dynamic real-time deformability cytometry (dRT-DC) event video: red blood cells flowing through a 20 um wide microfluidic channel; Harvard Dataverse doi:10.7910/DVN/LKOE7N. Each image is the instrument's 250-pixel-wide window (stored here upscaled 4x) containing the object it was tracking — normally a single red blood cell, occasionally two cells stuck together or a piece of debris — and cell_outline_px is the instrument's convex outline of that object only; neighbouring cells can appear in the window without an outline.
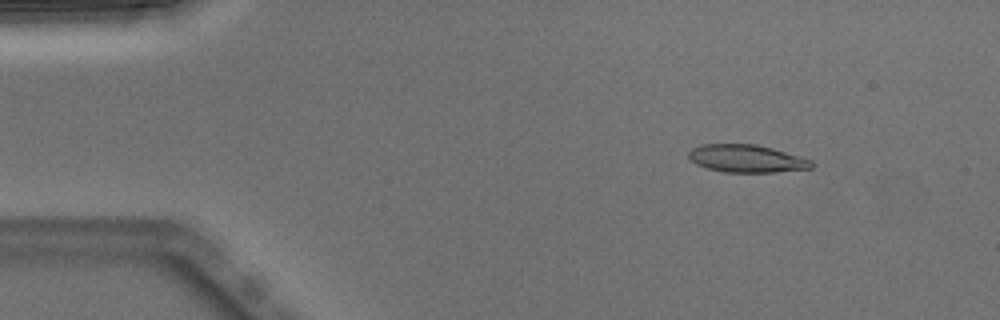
{"species": "Egyptian fruit bat (a non-hibernating species)", "species_latin": "Rousettus aegyptiacus", "temperature_condition": "warm", "stored_images_in_passage": 5, "camera_frame_rate_fps": 3000, "um_per_image_px": 0.085, "animal": {"sex": "male"}, "frame": {"image": 1, "passage_image": 2, "time_ms": 0.333, "image_size_px": [1000, 320], "cell_outline_px": [[816, 164], [812, 168], [776, 172], [724, 172], [708, 168], [696, 164], [688, 156], [688, 152], [692, 148], [700, 144], [756, 144], [772, 148], [812, 160]], "centroid_in_image_um": [63.47, 13.48], "position_along_channel_um": 21.5, "area_um2": 19.83}}